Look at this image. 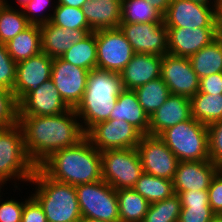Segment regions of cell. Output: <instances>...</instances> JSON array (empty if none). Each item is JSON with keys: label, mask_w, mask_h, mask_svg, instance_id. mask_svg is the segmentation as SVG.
I'll list each match as a JSON object with an SVG mask.
<instances>
[{"label": "cell", "mask_w": 222, "mask_h": 222, "mask_svg": "<svg viewBox=\"0 0 222 222\" xmlns=\"http://www.w3.org/2000/svg\"><path fill=\"white\" fill-rule=\"evenodd\" d=\"M77 118L74 108L57 115L18 116L26 152L36 167L53 152L72 147L86 137Z\"/></svg>", "instance_id": "1"}, {"label": "cell", "mask_w": 222, "mask_h": 222, "mask_svg": "<svg viewBox=\"0 0 222 222\" xmlns=\"http://www.w3.org/2000/svg\"><path fill=\"white\" fill-rule=\"evenodd\" d=\"M38 167L53 180L73 186L103 180L101 152L86 137L72 147L53 152Z\"/></svg>", "instance_id": "2"}, {"label": "cell", "mask_w": 222, "mask_h": 222, "mask_svg": "<svg viewBox=\"0 0 222 222\" xmlns=\"http://www.w3.org/2000/svg\"><path fill=\"white\" fill-rule=\"evenodd\" d=\"M123 90L120 73L98 68L89 71L83 98L75 108L79 119H84L82 128L85 133L97 123L109 120Z\"/></svg>", "instance_id": "3"}, {"label": "cell", "mask_w": 222, "mask_h": 222, "mask_svg": "<svg viewBox=\"0 0 222 222\" xmlns=\"http://www.w3.org/2000/svg\"><path fill=\"white\" fill-rule=\"evenodd\" d=\"M29 182L38 185L32 195L41 205L47 222H80L82 216L75 186L53 180L39 167Z\"/></svg>", "instance_id": "4"}, {"label": "cell", "mask_w": 222, "mask_h": 222, "mask_svg": "<svg viewBox=\"0 0 222 222\" xmlns=\"http://www.w3.org/2000/svg\"><path fill=\"white\" fill-rule=\"evenodd\" d=\"M159 137L179 161L210 160L208 126L192 117L167 128Z\"/></svg>", "instance_id": "5"}, {"label": "cell", "mask_w": 222, "mask_h": 222, "mask_svg": "<svg viewBox=\"0 0 222 222\" xmlns=\"http://www.w3.org/2000/svg\"><path fill=\"white\" fill-rule=\"evenodd\" d=\"M36 166L30 160L19 124L0 127V180L30 181ZM13 177V178H12Z\"/></svg>", "instance_id": "6"}, {"label": "cell", "mask_w": 222, "mask_h": 222, "mask_svg": "<svg viewBox=\"0 0 222 222\" xmlns=\"http://www.w3.org/2000/svg\"><path fill=\"white\" fill-rule=\"evenodd\" d=\"M81 216L120 222L117 190L104 180L75 186Z\"/></svg>", "instance_id": "7"}, {"label": "cell", "mask_w": 222, "mask_h": 222, "mask_svg": "<svg viewBox=\"0 0 222 222\" xmlns=\"http://www.w3.org/2000/svg\"><path fill=\"white\" fill-rule=\"evenodd\" d=\"M102 178L116 190L133 188L144 173L137 148L101 152Z\"/></svg>", "instance_id": "8"}, {"label": "cell", "mask_w": 222, "mask_h": 222, "mask_svg": "<svg viewBox=\"0 0 222 222\" xmlns=\"http://www.w3.org/2000/svg\"><path fill=\"white\" fill-rule=\"evenodd\" d=\"M86 138L100 152L110 149L137 148L143 134L126 120L109 119L92 126Z\"/></svg>", "instance_id": "9"}, {"label": "cell", "mask_w": 222, "mask_h": 222, "mask_svg": "<svg viewBox=\"0 0 222 222\" xmlns=\"http://www.w3.org/2000/svg\"><path fill=\"white\" fill-rule=\"evenodd\" d=\"M95 37L97 68L121 73L132 59L134 51L120 28L96 30Z\"/></svg>", "instance_id": "10"}, {"label": "cell", "mask_w": 222, "mask_h": 222, "mask_svg": "<svg viewBox=\"0 0 222 222\" xmlns=\"http://www.w3.org/2000/svg\"><path fill=\"white\" fill-rule=\"evenodd\" d=\"M211 3L205 6L190 0H171L163 15L164 24L167 28H217L218 5Z\"/></svg>", "instance_id": "11"}, {"label": "cell", "mask_w": 222, "mask_h": 222, "mask_svg": "<svg viewBox=\"0 0 222 222\" xmlns=\"http://www.w3.org/2000/svg\"><path fill=\"white\" fill-rule=\"evenodd\" d=\"M137 150L145 173L173 180L179 160L159 136L143 135Z\"/></svg>", "instance_id": "12"}, {"label": "cell", "mask_w": 222, "mask_h": 222, "mask_svg": "<svg viewBox=\"0 0 222 222\" xmlns=\"http://www.w3.org/2000/svg\"><path fill=\"white\" fill-rule=\"evenodd\" d=\"M119 28L134 53L160 56L168 53L167 27L164 22L121 23Z\"/></svg>", "instance_id": "13"}, {"label": "cell", "mask_w": 222, "mask_h": 222, "mask_svg": "<svg viewBox=\"0 0 222 222\" xmlns=\"http://www.w3.org/2000/svg\"><path fill=\"white\" fill-rule=\"evenodd\" d=\"M88 75L89 71L84 68L64 61L61 57L53 58L51 79L63 101L70 108L75 109L81 102Z\"/></svg>", "instance_id": "14"}, {"label": "cell", "mask_w": 222, "mask_h": 222, "mask_svg": "<svg viewBox=\"0 0 222 222\" xmlns=\"http://www.w3.org/2000/svg\"><path fill=\"white\" fill-rule=\"evenodd\" d=\"M161 77L170 94L191 98L198 93L200 78L189 58L165 54L161 62Z\"/></svg>", "instance_id": "15"}, {"label": "cell", "mask_w": 222, "mask_h": 222, "mask_svg": "<svg viewBox=\"0 0 222 222\" xmlns=\"http://www.w3.org/2000/svg\"><path fill=\"white\" fill-rule=\"evenodd\" d=\"M53 58L39 53L17 62L13 94L19 104L30 92L51 79Z\"/></svg>", "instance_id": "16"}, {"label": "cell", "mask_w": 222, "mask_h": 222, "mask_svg": "<svg viewBox=\"0 0 222 222\" xmlns=\"http://www.w3.org/2000/svg\"><path fill=\"white\" fill-rule=\"evenodd\" d=\"M71 109L62 99L52 79L30 92L18 104V116L57 115Z\"/></svg>", "instance_id": "17"}, {"label": "cell", "mask_w": 222, "mask_h": 222, "mask_svg": "<svg viewBox=\"0 0 222 222\" xmlns=\"http://www.w3.org/2000/svg\"><path fill=\"white\" fill-rule=\"evenodd\" d=\"M220 169L221 167L211 160L179 161L172 180L175 194L188 190H208Z\"/></svg>", "instance_id": "18"}, {"label": "cell", "mask_w": 222, "mask_h": 222, "mask_svg": "<svg viewBox=\"0 0 222 222\" xmlns=\"http://www.w3.org/2000/svg\"><path fill=\"white\" fill-rule=\"evenodd\" d=\"M168 54L190 58L214 41L217 28H167Z\"/></svg>", "instance_id": "19"}, {"label": "cell", "mask_w": 222, "mask_h": 222, "mask_svg": "<svg viewBox=\"0 0 222 222\" xmlns=\"http://www.w3.org/2000/svg\"><path fill=\"white\" fill-rule=\"evenodd\" d=\"M191 117L190 98L170 94L164 104L149 117L148 134L159 136L167 128Z\"/></svg>", "instance_id": "20"}, {"label": "cell", "mask_w": 222, "mask_h": 222, "mask_svg": "<svg viewBox=\"0 0 222 222\" xmlns=\"http://www.w3.org/2000/svg\"><path fill=\"white\" fill-rule=\"evenodd\" d=\"M163 56L144 53H134L130 62L121 71L124 89L136 88L161 77V62Z\"/></svg>", "instance_id": "21"}, {"label": "cell", "mask_w": 222, "mask_h": 222, "mask_svg": "<svg viewBox=\"0 0 222 222\" xmlns=\"http://www.w3.org/2000/svg\"><path fill=\"white\" fill-rule=\"evenodd\" d=\"M42 53L51 58L61 57L93 30L63 29L50 22L40 25Z\"/></svg>", "instance_id": "22"}, {"label": "cell", "mask_w": 222, "mask_h": 222, "mask_svg": "<svg viewBox=\"0 0 222 222\" xmlns=\"http://www.w3.org/2000/svg\"><path fill=\"white\" fill-rule=\"evenodd\" d=\"M82 9L93 31L119 28L121 24L122 0H88Z\"/></svg>", "instance_id": "23"}, {"label": "cell", "mask_w": 222, "mask_h": 222, "mask_svg": "<svg viewBox=\"0 0 222 222\" xmlns=\"http://www.w3.org/2000/svg\"><path fill=\"white\" fill-rule=\"evenodd\" d=\"M109 119L126 120L143 135L148 134L149 116L139 104L134 90L124 89L119 94Z\"/></svg>", "instance_id": "24"}, {"label": "cell", "mask_w": 222, "mask_h": 222, "mask_svg": "<svg viewBox=\"0 0 222 222\" xmlns=\"http://www.w3.org/2000/svg\"><path fill=\"white\" fill-rule=\"evenodd\" d=\"M5 45L16 63L38 55L42 52L40 25L30 24Z\"/></svg>", "instance_id": "25"}, {"label": "cell", "mask_w": 222, "mask_h": 222, "mask_svg": "<svg viewBox=\"0 0 222 222\" xmlns=\"http://www.w3.org/2000/svg\"><path fill=\"white\" fill-rule=\"evenodd\" d=\"M189 59L200 79L222 72V38L217 37Z\"/></svg>", "instance_id": "26"}, {"label": "cell", "mask_w": 222, "mask_h": 222, "mask_svg": "<svg viewBox=\"0 0 222 222\" xmlns=\"http://www.w3.org/2000/svg\"><path fill=\"white\" fill-rule=\"evenodd\" d=\"M191 115L195 120L210 125L222 120V94L211 95L198 92L190 98Z\"/></svg>", "instance_id": "27"}, {"label": "cell", "mask_w": 222, "mask_h": 222, "mask_svg": "<svg viewBox=\"0 0 222 222\" xmlns=\"http://www.w3.org/2000/svg\"><path fill=\"white\" fill-rule=\"evenodd\" d=\"M120 222H142L150 203L133 188L117 190Z\"/></svg>", "instance_id": "28"}, {"label": "cell", "mask_w": 222, "mask_h": 222, "mask_svg": "<svg viewBox=\"0 0 222 222\" xmlns=\"http://www.w3.org/2000/svg\"><path fill=\"white\" fill-rule=\"evenodd\" d=\"M61 58L73 65L84 68L88 71L97 68V45L95 31L90 32L77 44L67 50Z\"/></svg>", "instance_id": "29"}, {"label": "cell", "mask_w": 222, "mask_h": 222, "mask_svg": "<svg viewBox=\"0 0 222 222\" xmlns=\"http://www.w3.org/2000/svg\"><path fill=\"white\" fill-rule=\"evenodd\" d=\"M133 189L150 204L170 198L175 194L172 180L145 172L139 177Z\"/></svg>", "instance_id": "30"}, {"label": "cell", "mask_w": 222, "mask_h": 222, "mask_svg": "<svg viewBox=\"0 0 222 222\" xmlns=\"http://www.w3.org/2000/svg\"><path fill=\"white\" fill-rule=\"evenodd\" d=\"M137 94L139 104L150 117L160 108L170 95L168 86L158 77L134 90Z\"/></svg>", "instance_id": "31"}, {"label": "cell", "mask_w": 222, "mask_h": 222, "mask_svg": "<svg viewBox=\"0 0 222 222\" xmlns=\"http://www.w3.org/2000/svg\"><path fill=\"white\" fill-rule=\"evenodd\" d=\"M164 22L163 14L148 0H122L121 23Z\"/></svg>", "instance_id": "32"}, {"label": "cell", "mask_w": 222, "mask_h": 222, "mask_svg": "<svg viewBox=\"0 0 222 222\" xmlns=\"http://www.w3.org/2000/svg\"><path fill=\"white\" fill-rule=\"evenodd\" d=\"M3 0L0 5V43L6 44L9 40L16 37L20 32L26 29L28 22L23 10L12 8Z\"/></svg>", "instance_id": "33"}, {"label": "cell", "mask_w": 222, "mask_h": 222, "mask_svg": "<svg viewBox=\"0 0 222 222\" xmlns=\"http://www.w3.org/2000/svg\"><path fill=\"white\" fill-rule=\"evenodd\" d=\"M181 201L177 194L149 205L142 222H179Z\"/></svg>", "instance_id": "34"}, {"label": "cell", "mask_w": 222, "mask_h": 222, "mask_svg": "<svg viewBox=\"0 0 222 222\" xmlns=\"http://www.w3.org/2000/svg\"><path fill=\"white\" fill-rule=\"evenodd\" d=\"M51 24L63 29L92 30L85 18L82 8L57 4L53 15L51 14Z\"/></svg>", "instance_id": "35"}, {"label": "cell", "mask_w": 222, "mask_h": 222, "mask_svg": "<svg viewBox=\"0 0 222 222\" xmlns=\"http://www.w3.org/2000/svg\"><path fill=\"white\" fill-rule=\"evenodd\" d=\"M18 123V103L12 91L0 87V127Z\"/></svg>", "instance_id": "36"}, {"label": "cell", "mask_w": 222, "mask_h": 222, "mask_svg": "<svg viewBox=\"0 0 222 222\" xmlns=\"http://www.w3.org/2000/svg\"><path fill=\"white\" fill-rule=\"evenodd\" d=\"M16 65L7 52L5 44L0 43V87L13 91L16 80Z\"/></svg>", "instance_id": "37"}, {"label": "cell", "mask_w": 222, "mask_h": 222, "mask_svg": "<svg viewBox=\"0 0 222 222\" xmlns=\"http://www.w3.org/2000/svg\"><path fill=\"white\" fill-rule=\"evenodd\" d=\"M210 160L222 168V120L208 125Z\"/></svg>", "instance_id": "38"}, {"label": "cell", "mask_w": 222, "mask_h": 222, "mask_svg": "<svg viewBox=\"0 0 222 222\" xmlns=\"http://www.w3.org/2000/svg\"><path fill=\"white\" fill-rule=\"evenodd\" d=\"M179 222H210L215 216L210 205H181Z\"/></svg>", "instance_id": "39"}, {"label": "cell", "mask_w": 222, "mask_h": 222, "mask_svg": "<svg viewBox=\"0 0 222 222\" xmlns=\"http://www.w3.org/2000/svg\"><path fill=\"white\" fill-rule=\"evenodd\" d=\"M50 1L51 0H31L27 5L23 7L24 15L26 16L30 24L42 25L50 22L51 20L50 15L45 17L42 14L41 15L37 14L38 11L41 12L45 10L46 9L45 7H48Z\"/></svg>", "instance_id": "40"}, {"label": "cell", "mask_w": 222, "mask_h": 222, "mask_svg": "<svg viewBox=\"0 0 222 222\" xmlns=\"http://www.w3.org/2000/svg\"><path fill=\"white\" fill-rule=\"evenodd\" d=\"M209 205L215 215L222 214V168L213 177L208 188Z\"/></svg>", "instance_id": "41"}, {"label": "cell", "mask_w": 222, "mask_h": 222, "mask_svg": "<svg viewBox=\"0 0 222 222\" xmlns=\"http://www.w3.org/2000/svg\"><path fill=\"white\" fill-rule=\"evenodd\" d=\"M24 204L14 199L1 203L0 199V222H21Z\"/></svg>", "instance_id": "42"}, {"label": "cell", "mask_w": 222, "mask_h": 222, "mask_svg": "<svg viewBox=\"0 0 222 222\" xmlns=\"http://www.w3.org/2000/svg\"><path fill=\"white\" fill-rule=\"evenodd\" d=\"M21 222H47L41 205L32 195L25 200Z\"/></svg>", "instance_id": "43"}, {"label": "cell", "mask_w": 222, "mask_h": 222, "mask_svg": "<svg viewBox=\"0 0 222 222\" xmlns=\"http://www.w3.org/2000/svg\"><path fill=\"white\" fill-rule=\"evenodd\" d=\"M198 92L211 95L222 94V72L201 78Z\"/></svg>", "instance_id": "44"}, {"label": "cell", "mask_w": 222, "mask_h": 222, "mask_svg": "<svg viewBox=\"0 0 222 222\" xmlns=\"http://www.w3.org/2000/svg\"><path fill=\"white\" fill-rule=\"evenodd\" d=\"M177 195L180 198L181 205H209L207 190L180 191Z\"/></svg>", "instance_id": "45"}, {"label": "cell", "mask_w": 222, "mask_h": 222, "mask_svg": "<svg viewBox=\"0 0 222 222\" xmlns=\"http://www.w3.org/2000/svg\"><path fill=\"white\" fill-rule=\"evenodd\" d=\"M151 5L160 11L163 15L166 13L171 0H148Z\"/></svg>", "instance_id": "46"}, {"label": "cell", "mask_w": 222, "mask_h": 222, "mask_svg": "<svg viewBox=\"0 0 222 222\" xmlns=\"http://www.w3.org/2000/svg\"><path fill=\"white\" fill-rule=\"evenodd\" d=\"M216 19H217V35L222 38V0H220L217 10H216Z\"/></svg>", "instance_id": "47"}, {"label": "cell", "mask_w": 222, "mask_h": 222, "mask_svg": "<svg viewBox=\"0 0 222 222\" xmlns=\"http://www.w3.org/2000/svg\"><path fill=\"white\" fill-rule=\"evenodd\" d=\"M86 2H88V0H58L57 4L82 8Z\"/></svg>", "instance_id": "48"}, {"label": "cell", "mask_w": 222, "mask_h": 222, "mask_svg": "<svg viewBox=\"0 0 222 222\" xmlns=\"http://www.w3.org/2000/svg\"><path fill=\"white\" fill-rule=\"evenodd\" d=\"M190 1L202 4V5H205V6H209L211 4V3H209V1H211V0H190ZM213 2H214V5H218L220 1L219 0H213Z\"/></svg>", "instance_id": "49"}, {"label": "cell", "mask_w": 222, "mask_h": 222, "mask_svg": "<svg viewBox=\"0 0 222 222\" xmlns=\"http://www.w3.org/2000/svg\"><path fill=\"white\" fill-rule=\"evenodd\" d=\"M80 222H108V221H102V220H97V219H91V218L82 217V219L80 220Z\"/></svg>", "instance_id": "50"}, {"label": "cell", "mask_w": 222, "mask_h": 222, "mask_svg": "<svg viewBox=\"0 0 222 222\" xmlns=\"http://www.w3.org/2000/svg\"><path fill=\"white\" fill-rule=\"evenodd\" d=\"M210 222H222V216L221 215H215Z\"/></svg>", "instance_id": "51"}, {"label": "cell", "mask_w": 222, "mask_h": 222, "mask_svg": "<svg viewBox=\"0 0 222 222\" xmlns=\"http://www.w3.org/2000/svg\"><path fill=\"white\" fill-rule=\"evenodd\" d=\"M18 3L22 6L23 8L25 5H27L31 0H17Z\"/></svg>", "instance_id": "52"}, {"label": "cell", "mask_w": 222, "mask_h": 222, "mask_svg": "<svg viewBox=\"0 0 222 222\" xmlns=\"http://www.w3.org/2000/svg\"><path fill=\"white\" fill-rule=\"evenodd\" d=\"M4 184V182H2L1 180H0V188H2L1 186ZM0 192H1V189H0Z\"/></svg>", "instance_id": "53"}]
</instances>
